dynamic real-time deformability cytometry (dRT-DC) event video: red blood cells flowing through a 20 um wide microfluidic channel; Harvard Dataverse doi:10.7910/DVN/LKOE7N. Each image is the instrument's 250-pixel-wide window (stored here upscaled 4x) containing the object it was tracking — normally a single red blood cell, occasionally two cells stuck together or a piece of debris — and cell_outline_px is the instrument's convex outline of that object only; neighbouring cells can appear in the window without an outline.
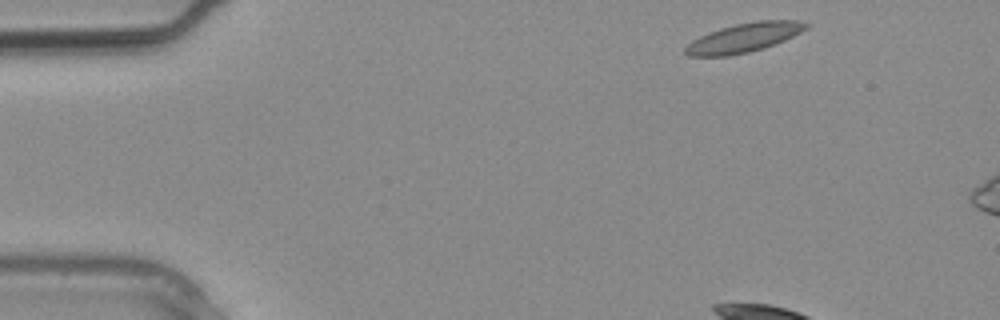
{"species": "common noctule bat (a hibernating species)", "species_latin": "Nyctalus noctula", "temperature_condition": "warm", "stored_images_in_passage": 4, "camera_frame_rate_fps": 3000, "um_per_image_px": 0.085, "animal": {"sex": "male", "body_mass_g": 20.4}, "frame": {"image": 1, "passage_image": 1, "time_ms": 0.0, "image_size_px": [1000, 320], "cell_outline_px": [[812, 24], [808, 28], [784, 40], [764, 48], [748, 52], [728, 56], [688, 56], [684, 52], [684, 48], [692, 40], [708, 32], [720, 28], [736, 24], [756, 20], [796, 20]], "centroid_in_image_um": [63.24, 3.2], "position_along_channel_um": 21.8, "area_um2": 20.52}}